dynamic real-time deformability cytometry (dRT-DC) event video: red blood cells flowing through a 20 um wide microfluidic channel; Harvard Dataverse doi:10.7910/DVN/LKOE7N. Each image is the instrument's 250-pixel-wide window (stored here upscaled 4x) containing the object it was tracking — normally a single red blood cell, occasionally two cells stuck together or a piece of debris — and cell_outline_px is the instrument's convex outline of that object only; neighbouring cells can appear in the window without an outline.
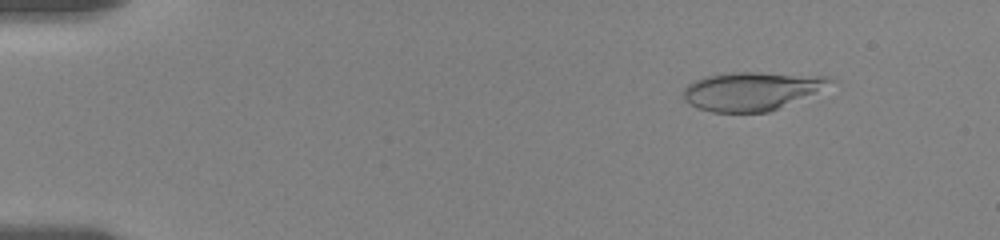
{"species": "human", "species_latin": "Homo sapiens", "temperature_condition": "room temperature", "stored_images_in_passage": 39, "camera_frame_rate_fps": 3000, "um_per_image_px": 0.085, "donor": {"sex": "female"}, "frame": {"image": 1, "passage_image": 2, "time_ms": 1.333, "image_size_px": [1000, 240], "cell_outline_px": [[836, 80], [812, 92], [768, 112], [712, 112], [696, 108], [684, 100], [680, 96], [684, 88], [688, 84], [704, 76], [732, 72], [760, 72], [832, 76]], "centroid_in_image_um": [63.78, 7.72], "position_along_channel_um": 21.2, "area_um2": 32.54}}
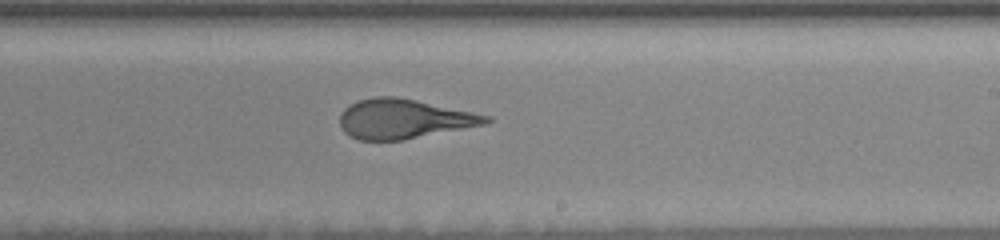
{"frame": {"image": 2, "passage_image": 23, "time_ms": 10.667, "image_size_px": [1000, 240], "cell_outline_px": [[492, 120], [484, 124], [404, 140], [360, 140], [348, 136], [340, 128], [340, 112], [344, 108], [360, 100], [376, 96], [396, 96], [416, 100], [492, 116]], "centroid_in_image_um": [34.29, 10.11], "position_along_channel_um": 254.7, "area_um2": 33.58}}
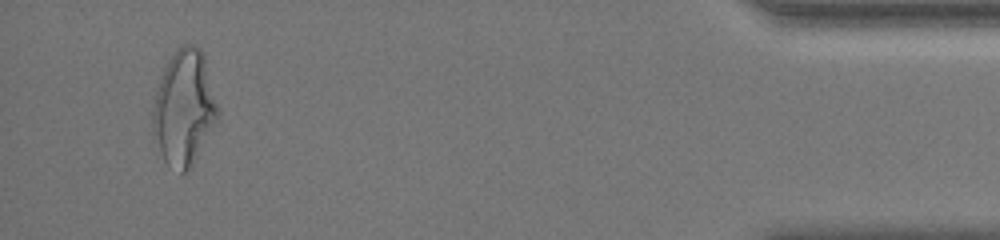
{"frame": {"image": 3, "passage_image": 38, "time_ms": 17.0, "image_size_px": [1000, 240], "cell_outline_px": [[220, 120], [188, 168], [180, 176], [164, 160], [152, 136], [152, 104], [160, 76], [168, 60], [176, 48], [180, 44], [196, 44], [204, 52], [220, 112]], "centroid_in_image_um": [15.65, 9.13], "position_along_channel_um": 419.5, "area_um2": 44.56}, "authors_computed_cell_mechanics": {"area_um2": 34.3332, "velocity_mm_per_s": 3.6001, "shape_relaxation_time_tau1_ms": 5.7692, "shape_relaxation_time_tau2_ms": 1.168, "deformation_change_tau1": 0.2148, "deformation_change_tau2": 0.101}}